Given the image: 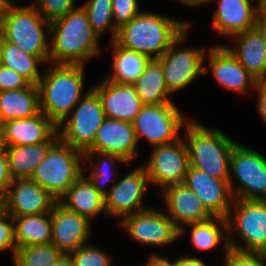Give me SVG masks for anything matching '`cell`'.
Instances as JSON below:
<instances>
[{
  "label": "cell",
  "mask_w": 266,
  "mask_h": 266,
  "mask_svg": "<svg viewBox=\"0 0 266 266\" xmlns=\"http://www.w3.org/2000/svg\"><path fill=\"white\" fill-rule=\"evenodd\" d=\"M133 85L143 104L171 102L168 97L171 93L167 89L164 72L157 59H150L144 72Z\"/></svg>",
  "instance_id": "obj_29"
},
{
  "label": "cell",
  "mask_w": 266,
  "mask_h": 266,
  "mask_svg": "<svg viewBox=\"0 0 266 266\" xmlns=\"http://www.w3.org/2000/svg\"><path fill=\"white\" fill-rule=\"evenodd\" d=\"M224 263V266H266V255L242 253L229 249Z\"/></svg>",
  "instance_id": "obj_39"
},
{
  "label": "cell",
  "mask_w": 266,
  "mask_h": 266,
  "mask_svg": "<svg viewBox=\"0 0 266 266\" xmlns=\"http://www.w3.org/2000/svg\"><path fill=\"white\" fill-rule=\"evenodd\" d=\"M56 266H74L73 259L70 254H63L58 260Z\"/></svg>",
  "instance_id": "obj_47"
},
{
  "label": "cell",
  "mask_w": 266,
  "mask_h": 266,
  "mask_svg": "<svg viewBox=\"0 0 266 266\" xmlns=\"http://www.w3.org/2000/svg\"><path fill=\"white\" fill-rule=\"evenodd\" d=\"M138 148L132 123L106 117L86 152L116 154L128 163L138 155Z\"/></svg>",
  "instance_id": "obj_17"
},
{
  "label": "cell",
  "mask_w": 266,
  "mask_h": 266,
  "mask_svg": "<svg viewBox=\"0 0 266 266\" xmlns=\"http://www.w3.org/2000/svg\"><path fill=\"white\" fill-rule=\"evenodd\" d=\"M51 243L63 254H70L86 245L90 232V220L68 210L57 201L51 210Z\"/></svg>",
  "instance_id": "obj_16"
},
{
  "label": "cell",
  "mask_w": 266,
  "mask_h": 266,
  "mask_svg": "<svg viewBox=\"0 0 266 266\" xmlns=\"http://www.w3.org/2000/svg\"><path fill=\"white\" fill-rule=\"evenodd\" d=\"M235 212L230 209L227 219V231L239 233L238 237L245 243L244 247L228 237L229 247L242 253L266 255V200L234 199ZM234 214V215H232Z\"/></svg>",
  "instance_id": "obj_7"
},
{
  "label": "cell",
  "mask_w": 266,
  "mask_h": 266,
  "mask_svg": "<svg viewBox=\"0 0 266 266\" xmlns=\"http://www.w3.org/2000/svg\"><path fill=\"white\" fill-rule=\"evenodd\" d=\"M150 184L166 188L182 184L189 169V159L185 140L155 146L150 160L142 165Z\"/></svg>",
  "instance_id": "obj_12"
},
{
  "label": "cell",
  "mask_w": 266,
  "mask_h": 266,
  "mask_svg": "<svg viewBox=\"0 0 266 266\" xmlns=\"http://www.w3.org/2000/svg\"><path fill=\"white\" fill-rule=\"evenodd\" d=\"M254 28L258 31L266 43V15H263L259 12L257 13Z\"/></svg>",
  "instance_id": "obj_45"
},
{
  "label": "cell",
  "mask_w": 266,
  "mask_h": 266,
  "mask_svg": "<svg viewBox=\"0 0 266 266\" xmlns=\"http://www.w3.org/2000/svg\"><path fill=\"white\" fill-rule=\"evenodd\" d=\"M252 2L253 0H219L218 9L213 16V27L217 33L233 37L254 29L258 5L254 7Z\"/></svg>",
  "instance_id": "obj_23"
},
{
  "label": "cell",
  "mask_w": 266,
  "mask_h": 266,
  "mask_svg": "<svg viewBox=\"0 0 266 266\" xmlns=\"http://www.w3.org/2000/svg\"><path fill=\"white\" fill-rule=\"evenodd\" d=\"M72 111L58 126V134L62 142L84 153L93 145L96 132L106 118L105 112L93 89L84 94Z\"/></svg>",
  "instance_id": "obj_8"
},
{
  "label": "cell",
  "mask_w": 266,
  "mask_h": 266,
  "mask_svg": "<svg viewBox=\"0 0 266 266\" xmlns=\"http://www.w3.org/2000/svg\"><path fill=\"white\" fill-rule=\"evenodd\" d=\"M93 90L99 95L107 118L132 123L144 105L133 84H120L105 79Z\"/></svg>",
  "instance_id": "obj_20"
},
{
  "label": "cell",
  "mask_w": 266,
  "mask_h": 266,
  "mask_svg": "<svg viewBox=\"0 0 266 266\" xmlns=\"http://www.w3.org/2000/svg\"><path fill=\"white\" fill-rule=\"evenodd\" d=\"M63 255L52 243L16 249L14 266H56Z\"/></svg>",
  "instance_id": "obj_33"
},
{
  "label": "cell",
  "mask_w": 266,
  "mask_h": 266,
  "mask_svg": "<svg viewBox=\"0 0 266 266\" xmlns=\"http://www.w3.org/2000/svg\"><path fill=\"white\" fill-rule=\"evenodd\" d=\"M146 266H175V261L171 262L167 258L153 253Z\"/></svg>",
  "instance_id": "obj_44"
},
{
  "label": "cell",
  "mask_w": 266,
  "mask_h": 266,
  "mask_svg": "<svg viewBox=\"0 0 266 266\" xmlns=\"http://www.w3.org/2000/svg\"><path fill=\"white\" fill-rule=\"evenodd\" d=\"M257 5H258V12L263 15H266V0H260Z\"/></svg>",
  "instance_id": "obj_50"
},
{
  "label": "cell",
  "mask_w": 266,
  "mask_h": 266,
  "mask_svg": "<svg viewBox=\"0 0 266 266\" xmlns=\"http://www.w3.org/2000/svg\"><path fill=\"white\" fill-rule=\"evenodd\" d=\"M162 192L169 210L167 216L180 230V237L185 233L184 225L206 221L213 217L200 198L183 183L168 186Z\"/></svg>",
  "instance_id": "obj_19"
},
{
  "label": "cell",
  "mask_w": 266,
  "mask_h": 266,
  "mask_svg": "<svg viewBox=\"0 0 266 266\" xmlns=\"http://www.w3.org/2000/svg\"><path fill=\"white\" fill-rule=\"evenodd\" d=\"M188 26V23L167 16L140 12L118 29L115 41L126 49L158 59L188 30Z\"/></svg>",
  "instance_id": "obj_2"
},
{
  "label": "cell",
  "mask_w": 266,
  "mask_h": 266,
  "mask_svg": "<svg viewBox=\"0 0 266 266\" xmlns=\"http://www.w3.org/2000/svg\"><path fill=\"white\" fill-rule=\"evenodd\" d=\"M44 63L39 57L22 51L18 46L1 37V65L13 69L26 78L31 84L37 85L41 79L37 64Z\"/></svg>",
  "instance_id": "obj_31"
},
{
  "label": "cell",
  "mask_w": 266,
  "mask_h": 266,
  "mask_svg": "<svg viewBox=\"0 0 266 266\" xmlns=\"http://www.w3.org/2000/svg\"><path fill=\"white\" fill-rule=\"evenodd\" d=\"M189 165L210 176L229 181L230 157L237 144L219 129H208L195 121L186 122Z\"/></svg>",
  "instance_id": "obj_4"
},
{
  "label": "cell",
  "mask_w": 266,
  "mask_h": 266,
  "mask_svg": "<svg viewBox=\"0 0 266 266\" xmlns=\"http://www.w3.org/2000/svg\"><path fill=\"white\" fill-rule=\"evenodd\" d=\"M98 154V161L97 163L93 162L92 158ZM101 156V157H100ZM102 156L104 159H102ZM102 160H101V159ZM84 159L90 160V167L94 165V168L91 169L92 173L90 177H87L90 182L93 184L94 188L104 197L108 194V191L102 187V185L105 183V181H110V169L109 167L111 166V163L114 161H119L120 163H127L125 160H123L121 157H119L116 154H109V153H102V152H84ZM109 160V161H108ZM109 163V164H108ZM104 181V182H103Z\"/></svg>",
  "instance_id": "obj_35"
},
{
  "label": "cell",
  "mask_w": 266,
  "mask_h": 266,
  "mask_svg": "<svg viewBox=\"0 0 266 266\" xmlns=\"http://www.w3.org/2000/svg\"><path fill=\"white\" fill-rule=\"evenodd\" d=\"M85 65L55 64L37 84L40 110L57 127L82 96Z\"/></svg>",
  "instance_id": "obj_3"
},
{
  "label": "cell",
  "mask_w": 266,
  "mask_h": 266,
  "mask_svg": "<svg viewBox=\"0 0 266 266\" xmlns=\"http://www.w3.org/2000/svg\"><path fill=\"white\" fill-rule=\"evenodd\" d=\"M2 209V198L0 197V210Z\"/></svg>",
  "instance_id": "obj_54"
},
{
  "label": "cell",
  "mask_w": 266,
  "mask_h": 266,
  "mask_svg": "<svg viewBox=\"0 0 266 266\" xmlns=\"http://www.w3.org/2000/svg\"><path fill=\"white\" fill-rule=\"evenodd\" d=\"M45 29L50 32L46 21L33 5L19 7L6 3L2 21V38L18 46L22 51L49 63L50 45Z\"/></svg>",
  "instance_id": "obj_5"
},
{
  "label": "cell",
  "mask_w": 266,
  "mask_h": 266,
  "mask_svg": "<svg viewBox=\"0 0 266 266\" xmlns=\"http://www.w3.org/2000/svg\"><path fill=\"white\" fill-rule=\"evenodd\" d=\"M114 58L112 68L113 75H109L107 80L120 84H133L144 72L150 58L142 53L126 49L120 46L115 40L112 41Z\"/></svg>",
  "instance_id": "obj_30"
},
{
  "label": "cell",
  "mask_w": 266,
  "mask_h": 266,
  "mask_svg": "<svg viewBox=\"0 0 266 266\" xmlns=\"http://www.w3.org/2000/svg\"><path fill=\"white\" fill-rule=\"evenodd\" d=\"M182 3H185L187 4L188 6H198V5H201V4H204V3H207V2H211V0H178Z\"/></svg>",
  "instance_id": "obj_48"
},
{
  "label": "cell",
  "mask_w": 266,
  "mask_h": 266,
  "mask_svg": "<svg viewBox=\"0 0 266 266\" xmlns=\"http://www.w3.org/2000/svg\"><path fill=\"white\" fill-rule=\"evenodd\" d=\"M181 113L172 102L144 104L132 125L137 142L145 137L153 147L175 142L180 138L179 130L186 124Z\"/></svg>",
  "instance_id": "obj_10"
},
{
  "label": "cell",
  "mask_w": 266,
  "mask_h": 266,
  "mask_svg": "<svg viewBox=\"0 0 266 266\" xmlns=\"http://www.w3.org/2000/svg\"><path fill=\"white\" fill-rule=\"evenodd\" d=\"M0 112L5 122L34 117L41 112L37 85L0 92Z\"/></svg>",
  "instance_id": "obj_27"
},
{
  "label": "cell",
  "mask_w": 266,
  "mask_h": 266,
  "mask_svg": "<svg viewBox=\"0 0 266 266\" xmlns=\"http://www.w3.org/2000/svg\"><path fill=\"white\" fill-rule=\"evenodd\" d=\"M57 131L58 127L43 112L34 117L12 119L5 122L1 146L47 142Z\"/></svg>",
  "instance_id": "obj_22"
},
{
  "label": "cell",
  "mask_w": 266,
  "mask_h": 266,
  "mask_svg": "<svg viewBox=\"0 0 266 266\" xmlns=\"http://www.w3.org/2000/svg\"><path fill=\"white\" fill-rule=\"evenodd\" d=\"M14 187V190H13ZM57 200L30 179H14L2 198V209L12 217L50 213Z\"/></svg>",
  "instance_id": "obj_15"
},
{
  "label": "cell",
  "mask_w": 266,
  "mask_h": 266,
  "mask_svg": "<svg viewBox=\"0 0 266 266\" xmlns=\"http://www.w3.org/2000/svg\"><path fill=\"white\" fill-rule=\"evenodd\" d=\"M6 3L0 0V38L2 37V21Z\"/></svg>",
  "instance_id": "obj_49"
},
{
  "label": "cell",
  "mask_w": 266,
  "mask_h": 266,
  "mask_svg": "<svg viewBox=\"0 0 266 266\" xmlns=\"http://www.w3.org/2000/svg\"><path fill=\"white\" fill-rule=\"evenodd\" d=\"M239 186L229 179L234 199L266 200V158L253 148L237 143L230 157V168Z\"/></svg>",
  "instance_id": "obj_9"
},
{
  "label": "cell",
  "mask_w": 266,
  "mask_h": 266,
  "mask_svg": "<svg viewBox=\"0 0 266 266\" xmlns=\"http://www.w3.org/2000/svg\"><path fill=\"white\" fill-rule=\"evenodd\" d=\"M202 201L213 216L227 217L233 199L229 181L217 179L205 171L189 166L183 182Z\"/></svg>",
  "instance_id": "obj_18"
},
{
  "label": "cell",
  "mask_w": 266,
  "mask_h": 266,
  "mask_svg": "<svg viewBox=\"0 0 266 266\" xmlns=\"http://www.w3.org/2000/svg\"><path fill=\"white\" fill-rule=\"evenodd\" d=\"M8 157L3 147L0 148V197L3 198L12 183Z\"/></svg>",
  "instance_id": "obj_42"
},
{
  "label": "cell",
  "mask_w": 266,
  "mask_h": 266,
  "mask_svg": "<svg viewBox=\"0 0 266 266\" xmlns=\"http://www.w3.org/2000/svg\"><path fill=\"white\" fill-rule=\"evenodd\" d=\"M175 266H206V264L197 258L183 257L175 260Z\"/></svg>",
  "instance_id": "obj_46"
},
{
  "label": "cell",
  "mask_w": 266,
  "mask_h": 266,
  "mask_svg": "<svg viewBox=\"0 0 266 266\" xmlns=\"http://www.w3.org/2000/svg\"><path fill=\"white\" fill-rule=\"evenodd\" d=\"M208 55L211 72L225 89L245 93L259 83L226 46L216 45Z\"/></svg>",
  "instance_id": "obj_21"
},
{
  "label": "cell",
  "mask_w": 266,
  "mask_h": 266,
  "mask_svg": "<svg viewBox=\"0 0 266 266\" xmlns=\"http://www.w3.org/2000/svg\"><path fill=\"white\" fill-rule=\"evenodd\" d=\"M4 125H5V121H4L3 117H2V113L0 112V136L3 133Z\"/></svg>",
  "instance_id": "obj_51"
},
{
  "label": "cell",
  "mask_w": 266,
  "mask_h": 266,
  "mask_svg": "<svg viewBox=\"0 0 266 266\" xmlns=\"http://www.w3.org/2000/svg\"><path fill=\"white\" fill-rule=\"evenodd\" d=\"M13 221L17 249L51 243V212L13 217Z\"/></svg>",
  "instance_id": "obj_28"
},
{
  "label": "cell",
  "mask_w": 266,
  "mask_h": 266,
  "mask_svg": "<svg viewBox=\"0 0 266 266\" xmlns=\"http://www.w3.org/2000/svg\"><path fill=\"white\" fill-rule=\"evenodd\" d=\"M84 153L59 140L37 166L30 180L59 201L83 174L80 159Z\"/></svg>",
  "instance_id": "obj_6"
},
{
  "label": "cell",
  "mask_w": 266,
  "mask_h": 266,
  "mask_svg": "<svg viewBox=\"0 0 266 266\" xmlns=\"http://www.w3.org/2000/svg\"><path fill=\"white\" fill-rule=\"evenodd\" d=\"M1 1H3L5 3L14 2L13 0H1Z\"/></svg>",
  "instance_id": "obj_52"
},
{
  "label": "cell",
  "mask_w": 266,
  "mask_h": 266,
  "mask_svg": "<svg viewBox=\"0 0 266 266\" xmlns=\"http://www.w3.org/2000/svg\"><path fill=\"white\" fill-rule=\"evenodd\" d=\"M92 31L100 37L103 32L110 30L112 41L116 39L118 29L113 23L112 0H89L83 4Z\"/></svg>",
  "instance_id": "obj_34"
},
{
  "label": "cell",
  "mask_w": 266,
  "mask_h": 266,
  "mask_svg": "<svg viewBox=\"0 0 266 266\" xmlns=\"http://www.w3.org/2000/svg\"><path fill=\"white\" fill-rule=\"evenodd\" d=\"M187 30L157 60L160 62L168 91L172 94L187 87L199 74L206 75L209 71L203 66L204 49L186 48L175 50L185 41Z\"/></svg>",
  "instance_id": "obj_11"
},
{
  "label": "cell",
  "mask_w": 266,
  "mask_h": 266,
  "mask_svg": "<svg viewBox=\"0 0 266 266\" xmlns=\"http://www.w3.org/2000/svg\"><path fill=\"white\" fill-rule=\"evenodd\" d=\"M237 48L226 46L259 82H266V43L254 28L233 36Z\"/></svg>",
  "instance_id": "obj_24"
},
{
  "label": "cell",
  "mask_w": 266,
  "mask_h": 266,
  "mask_svg": "<svg viewBox=\"0 0 266 266\" xmlns=\"http://www.w3.org/2000/svg\"><path fill=\"white\" fill-rule=\"evenodd\" d=\"M74 0H36L32 4L41 16L49 23L63 18L68 12L76 9Z\"/></svg>",
  "instance_id": "obj_36"
},
{
  "label": "cell",
  "mask_w": 266,
  "mask_h": 266,
  "mask_svg": "<svg viewBox=\"0 0 266 266\" xmlns=\"http://www.w3.org/2000/svg\"><path fill=\"white\" fill-rule=\"evenodd\" d=\"M255 89L258 92L259 115L266 122V82H259Z\"/></svg>",
  "instance_id": "obj_43"
},
{
  "label": "cell",
  "mask_w": 266,
  "mask_h": 266,
  "mask_svg": "<svg viewBox=\"0 0 266 266\" xmlns=\"http://www.w3.org/2000/svg\"><path fill=\"white\" fill-rule=\"evenodd\" d=\"M49 61L55 64L85 65L99 55L98 36L92 31L82 6L50 23Z\"/></svg>",
  "instance_id": "obj_1"
},
{
  "label": "cell",
  "mask_w": 266,
  "mask_h": 266,
  "mask_svg": "<svg viewBox=\"0 0 266 266\" xmlns=\"http://www.w3.org/2000/svg\"><path fill=\"white\" fill-rule=\"evenodd\" d=\"M187 226L192 227L191 241L198 250L208 251L215 248L221 243L222 238H224L225 252L230 249L228 236L227 234L223 236L224 233L222 232V228H224V232L227 230V219L225 217L213 216L209 220L196 222Z\"/></svg>",
  "instance_id": "obj_32"
},
{
  "label": "cell",
  "mask_w": 266,
  "mask_h": 266,
  "mask_svg": "<svg viewBox=\"0 0 266 266\" xmlns=\"http://www.w3.org/2000/svg\"><path fill=\"white\" fill-rule=\"evenodd\" d=\"M113 23L117 29L129 23L139 11L138 0H112Z\"/></svg>",
  "instance_id": "obj_38"
},
{
  "label": "cell",
  "mask_w": 266,
  "mask_h": 266,
  "mask_svg": "<svg viewBox=\"0 0 266 266\" xmlns=\"http://www.w3.org/2000/svg\"><path fill=\"white\" fill-rule=\"evenodd\" d=\"M74 266H111V258L96 247L81 246L70 253Z\"/></svg>",
  "instance_id": "obj_37"
},
{
  "label": "cell",
  "mask_w": 266,
  "mask_h": 266,
  "mask_svg": "<svg viewBox=\"0 0 266 266\" xmlns=\"http://www.w3.org/2000/svg\"><path fill=\"white\" fill-rule=\"evenodd\" d=\"M118 223L141 244L160 247L180 237V230L167 214L153 208L128 215Z\"/></svg>",
  "instance_id": "obj_13"
},
{
  "label": "cell",
  "mask_w": 266,
  "mask_h": 266,
  "mask_svg": "<svg viewBox=\"0 0 266 266\" xmlns=\"http://www.w3.org/2000/svg\"><path fill=\"white\" fill-rule=\"evenodd\" d=\"M105 199V214L120 217V219L147 210L142 205V198L146 192L148 176L141 165L128 173L118 183L116 180Z\"/></svg>",
  "instance_id": "obj_14"
},
{
  "label": "cell",
  "mask_w": 266,
  "mask_h": 266,
  "mask_svg": "<svg viewBox=\"0 0 266 266\" xmlns=\"http://www.w3.org/2000/svg\"><path fill=\"white\" fill-rule=\"evenodd\" d=\"M59 140L57 131L47 142L3 147L8 157L9 172L12 179H30L34 170Z\"/></svg>",
  "instance_id": "obj_25"
},
{
  "label": "cell",
  "mask_w": 266,
  "mask_h": 266,
  "mask_svg": "<svg viewBox=\"0 0 266 266\" xmlns=\"http://www.w3.org/2000/svg\"><path fill=\"white\" fill-rule=\"evenodd\" d=\"M0 65H1V38H0Z\"/></svg>",
  "instance_id": "obj_53"
},
{
  "label": "cell",
  "mask_w": 266,
  "mask_h": 266,
  "mask_svg": "<svg viewBox=\"0 0 266 266\" xmlns=\"http://www.w3.org/2000/svg\"><path fill=\"white\" fill-rule=\"evenodd\" d=\"M68 210L87 217L89 220L94 216L105 212V199L82 174L68 189L66 194L59 200Z\"/></svg>",
  "instance_id": "obj_26"
},
{
  "label": "cell",
  "mask_w": 266,
  "mask_h": 266,
  "mask_svg": "<svg viewBox=\"0 0 266 266\" xmlns=\"http://www.w3.org/2000/svg\"><path fill=\"white\" fill-rule=\"evenodd\" d=\"M31 83L13 69L0 65V92L26 88Z\"/></svg>",
  "instance_id": "obj_41"
},
{
  "label": "cell",
  "mask_w": 266,
  "mask_h": 266,
  "mask_svg": "<svg viewBox=\"0 0 266 266\" xmlns=\"http://www.w3.org/2000/svg\"><path fill=\"white\" fill-rule=\"evenodd\" d=\"M13 223H14L13 217L7 214L3 209H1L0 210V251L6 250L8 248L11 249L14 259L17 247L15 243Z\"/></svg>",
  "instance_id": "obj_40"
}]
</instances>
